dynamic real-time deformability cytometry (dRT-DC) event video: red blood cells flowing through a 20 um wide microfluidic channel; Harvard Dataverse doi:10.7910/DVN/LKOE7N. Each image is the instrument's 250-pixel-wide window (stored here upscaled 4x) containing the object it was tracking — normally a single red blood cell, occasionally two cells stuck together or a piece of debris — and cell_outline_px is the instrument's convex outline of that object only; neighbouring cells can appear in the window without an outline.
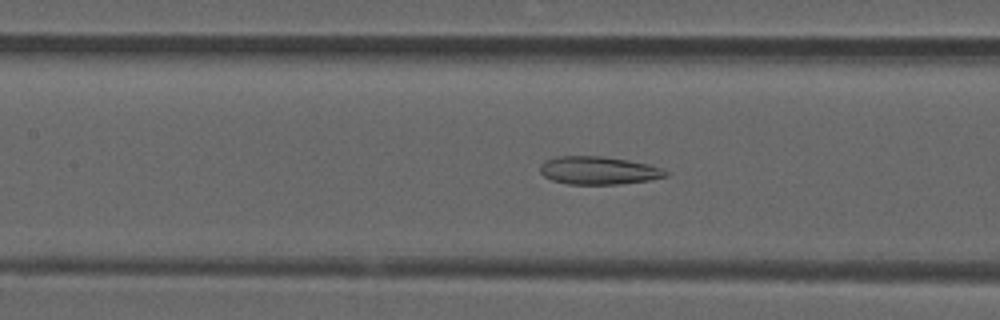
{"species": "common noctule bat (a hibernating species)", "species_latin": "Nyctalus noctula", "temperature_condition": "room temperature", "stored_images_in_passage": 41, "camera_frame_rate_fps": 3000, "um_per_image_px": 0.085, "animal": {"sex": "male", "forearm_length_mm": 52.5}, "frame": {"image": 1, "passage_image": 19, "time_ms": 6.0, "image_size_px": [1000, 320], "cell_outline_px": [[668, 176], [648, 180], [620, 184], [568, 184], [552, 180], [544, 176], [540, 172], [540, 164], [544, 160], [556, 156], [600, 156], [628, 160], [648, 164], [664, 168], [668, 172]], "centroid_in_image_um": [50.86, 14.48], "position_along_channel_um": 156.5, "area_um2": 20.58}}
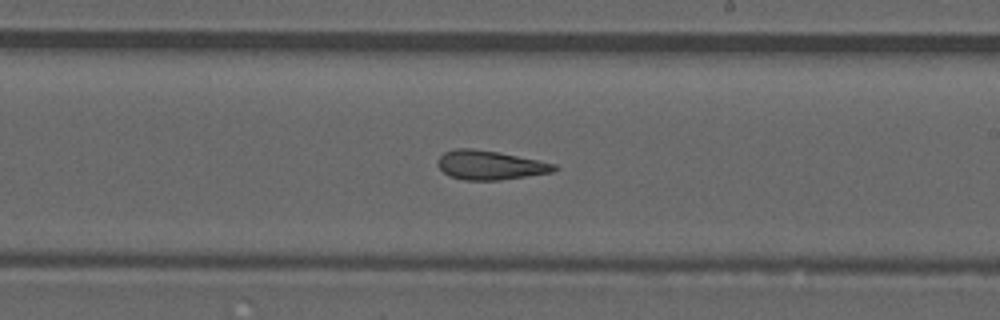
{"frame": {"image": 2, "passage_image": 26, "time_ms": 8.333, "image_size_px": [1000, 320], "cell_outline_px": [[560, 168], [552, 172], [500, 180], [464, 180], [448, 176], [436, 164], [436, 160], [444, 152], [456, 148], [472, 148], [500, 152], [556, 164]], "centroid_in_image_um": [41.62, 14.03], "position_along_channel_um": 247.4, "area_um2": 19.88}}
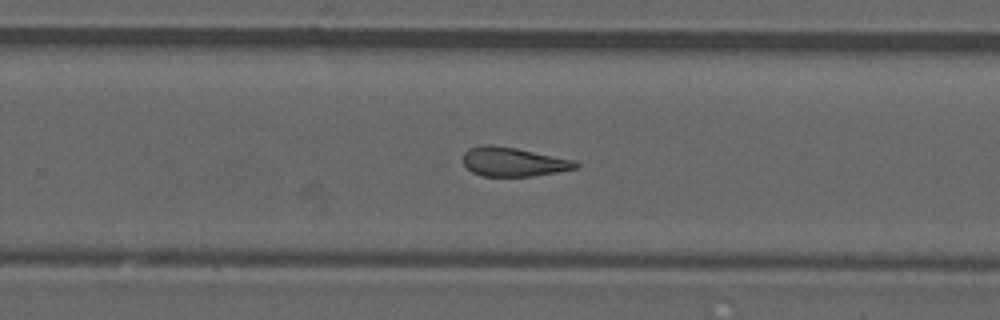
{"frame": {"image": 3, "passage_image": 29, "time_ms": 9.333, "image_size_px": [1000, 320], "cell_outline_px": [[580, 164], [576, 168], [556, 172], [532, 176], [480, 176], [472, 172], [464, 164], [464, 152], [468, 148], [480, 144], [492, 144], [516, 148], [576, 160]], "centroid_in_image_um": [43.62, 13.74], "position_along_channel_um": 286.2, "area_um2": 19.19}, "authors_computed_cell_mechanics": {"area_um2": 20.1722, "velocity_mm_per_s": 3.9103, "shape_relaxation_time_tau1_ms": null, "shape_relaxation_time_tau2_ms": 3.367, "deformation_change_tau1": null, "deformation_change_tau2": 0.1331}}